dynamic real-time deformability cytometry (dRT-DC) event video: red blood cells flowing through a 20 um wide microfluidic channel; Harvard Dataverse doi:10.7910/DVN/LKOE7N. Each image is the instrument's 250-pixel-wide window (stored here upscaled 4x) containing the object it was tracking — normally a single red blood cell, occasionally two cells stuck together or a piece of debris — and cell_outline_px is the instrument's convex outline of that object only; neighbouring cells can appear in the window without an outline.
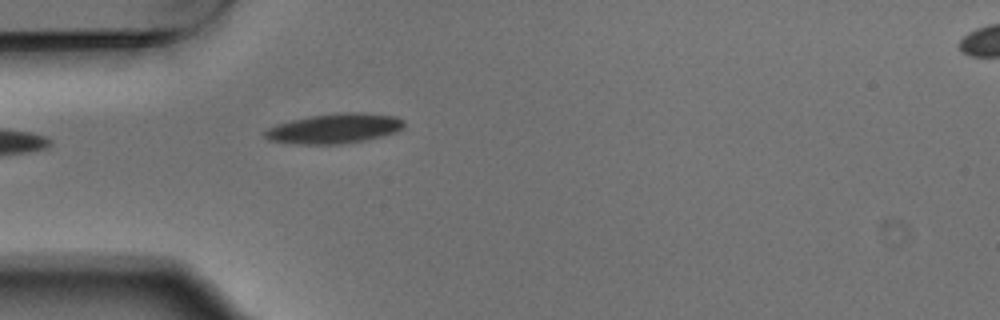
{"species": "Egyptian fruit bat (a non-hibernating species)", "species_latin": "Rousettus aegyptiacus", "temperature_condition": "warm", "stored_images_in_passage": 7, "segment_of_instrument_passage": [1, 2], "camera_frame_rate_fps": 3000, "um_per_image_px": 0.085, "animal": {"sex": "male"}, "frame": {"image": 1, "passage_image": 6, "time_ms": 1.667, "image_size_px": [1000, 320], "cell_outline_px": [[404, 128], [396, 132], [364, 140], [340, 144], [292, 144], [268, 140], [260, 132], [276, 124], [292, 120], [312, 116], [340, 112], [364, 112], [396, 116], [404, 120]], "centroid_in_image_um": [28.4, 10.92], "position_along_channel_um": 56.6, "area_um2": 24.39}}